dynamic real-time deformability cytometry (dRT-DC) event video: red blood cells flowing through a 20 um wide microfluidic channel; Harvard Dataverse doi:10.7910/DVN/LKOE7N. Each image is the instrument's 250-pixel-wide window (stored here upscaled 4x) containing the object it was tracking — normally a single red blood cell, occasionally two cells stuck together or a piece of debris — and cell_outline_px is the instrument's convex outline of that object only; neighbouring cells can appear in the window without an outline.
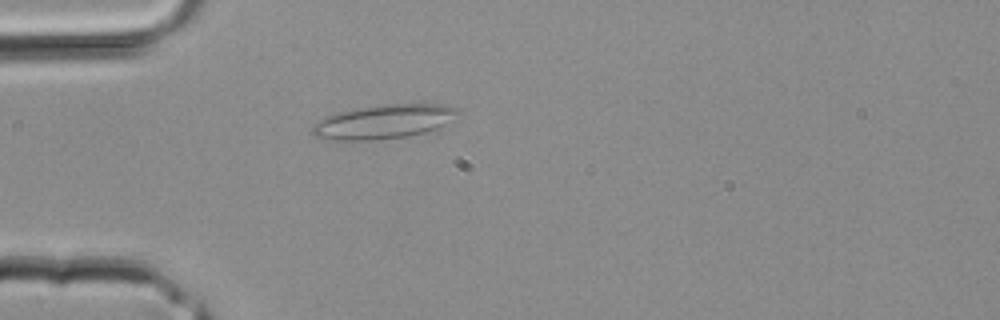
{"species": "common noctule bat (a hibernating species)", "species_latin": "Nyctalus noctula", "temperature_condition": "room temperature", "stored_images_in_passage": 1, "camera_frame_rate_fps": 3000, "um_per_image_px": 0.085, "animal": {"sex": "male", "body_mass_g": 20.4}, "frame": {"image": 1, "passage_image": 1, "time_ms": 0.0, "image_size_px": [1000, 320], "cell_outline_px": [[460, 112], [444, 124], [436, 128], [424, 132], [408, 136], [380, 140], [336, 140], [316, 136], [312, 132], [312, 128], [320, 120], [336, 112], [360, 108], [392, 104], [440, 104], [456, 108]], "centroid_in_image_um": [32.62, 10.35], "position_along_channel_um": 52.4, "area_um2": 28.26}}